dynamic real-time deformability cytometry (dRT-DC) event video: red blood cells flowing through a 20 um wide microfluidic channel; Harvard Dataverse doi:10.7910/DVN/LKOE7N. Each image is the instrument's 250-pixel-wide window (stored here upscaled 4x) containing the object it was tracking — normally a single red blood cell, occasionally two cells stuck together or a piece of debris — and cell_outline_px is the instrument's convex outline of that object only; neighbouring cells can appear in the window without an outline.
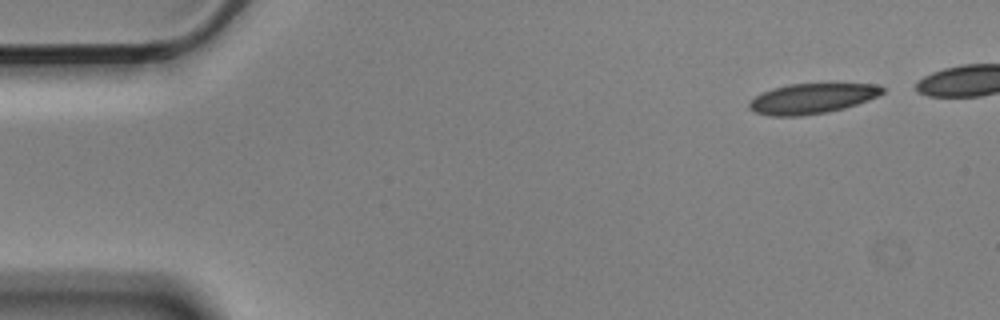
{"species": "Egyptian fruit bat (a non-hibernating species)", "species_latin": "Rousettus aegyptiacus", "temperature_condition": "cold", "stored_images_in_passage": 5, "camera_frame_rate_fps": 3000, "um_per_image_px": 0.085, "animal": {"sex": "male"}, "frame": {"image": 1, "passage_image": 1, "time_ms": 0.0, "image_size_px": [1000, 320], "cell_outline_px": [[884, 92], [868, 100], [844, 108], [828, 112], [804, 116], [768, 116], [756, 112], [748, 108], [748, 104], [756, 96], [764, 92], [788, 84], [872, 84], [884, 88]], "centroid_in_image_um": [69.0, 8.39], "position_along_channel_um": 16.0, "area_um2": 23.12}}